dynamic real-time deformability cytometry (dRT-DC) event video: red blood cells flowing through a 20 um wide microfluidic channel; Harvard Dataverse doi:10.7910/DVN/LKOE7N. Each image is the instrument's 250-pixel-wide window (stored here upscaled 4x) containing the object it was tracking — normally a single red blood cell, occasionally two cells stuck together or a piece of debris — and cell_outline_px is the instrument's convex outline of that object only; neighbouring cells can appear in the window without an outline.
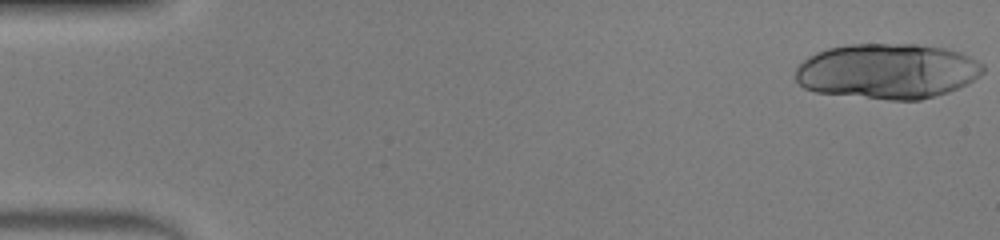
{"species": "human", "species_latin": "Homo sapiens", "temperature_condition": "warm", "stored_images_in_passage": 36, "camera_frame_rate_fps": 3000, "um_per_image_px": 0.085, "donor": {"sex": "male"}, "frame": {"image": 1, "passage_image": 1, "time_ms": 0.0, "image_size_px": [1000, 240], "cell_outline_px": [[984, 72], [980, 76], [948, 92], [936, 96], [920, 100], [888, 100], [816, 92], [804, 88], [796, 80], [796, 68], [808, 56], [816, 52], [828, 48], [848, 44], [916, 44], [944, 48], [960, 52], [984, 64]], "centroid_in_image_um": [75.42, 6.05], "position_along_channel_um": 9.6, "area_um2": 60.52}}
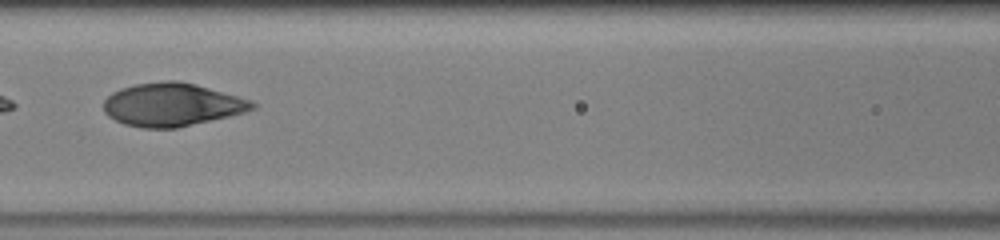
{"frame": {"image": 2, "passage_image": 22, "time_ms": 7.0, "image_size_px": [1000, 240], "cell_outline_px": [[256, 108], [244, 112], [228, 116], [176, 128], [140, 128], [124, 124], [108, 116], [104, 112], [104, 100], [112, 92], [120, 88], [136, 84], [164, 80], [176, 80], [196, 84], [240, 96], [252, 100], [256, 104]], "centroid_in_image_um": [14.62, 8.88], "position_along_channel_um": 152.0, "area_um2": 37.45}}
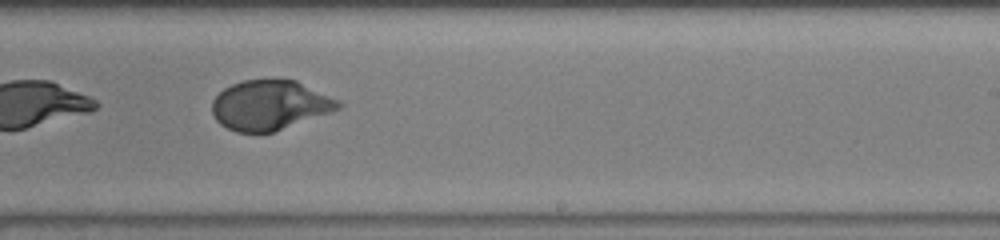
{"frame": {"image": 3, "passage_image": 30, "time_ms": 9.667, "image_size_px": [1000, 240], "cell_outline_px": [[344, 104], [340, 108], [332, 112], [272, 132], [236, 132], [220, 124], [216, 120], [212, 112], [212, 100], [224, 88], [232, 84], [244, 80], [276, 76], [296, 80], [340, 100]], "centroid_in_image_um": [22.96, 8.89], "position_along_channel_um": 266.0, "area_um2": 37.22}}